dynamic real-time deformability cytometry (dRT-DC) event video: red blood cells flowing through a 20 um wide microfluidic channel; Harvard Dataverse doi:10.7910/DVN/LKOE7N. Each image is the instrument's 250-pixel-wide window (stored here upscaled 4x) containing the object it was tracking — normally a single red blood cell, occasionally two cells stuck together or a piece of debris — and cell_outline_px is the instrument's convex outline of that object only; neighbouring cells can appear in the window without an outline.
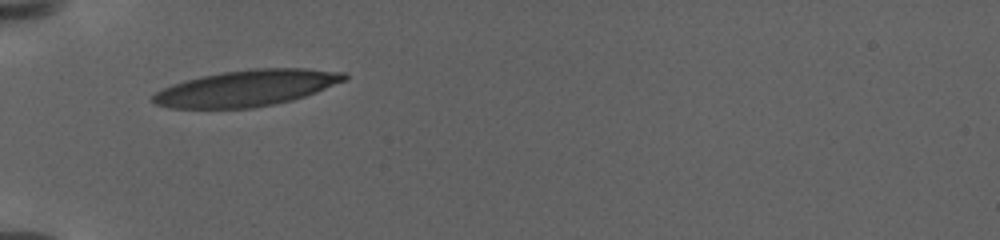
{"species": "human", "species_latin": "Homo sapiens", "temperature_condition": "warm", "stored_images_in_passage": 92, "camera_frame_rate_fps": 3000, "um_per_image_px": 0.085, "donor": {"sex": "female"}, "frame": {"image": 1, "passage_image": 1, "time_ms": 0.0, "image_size_px": [1000, 240], "cell_outline_px": [[348, 80], [316, 92], [292, 100], [252, 108], [168, 108], [156, 104], [152, 100], [152, 96], [156, 92], [172, 84], [184, 80], [200, 76], [220, 72], [248, 68], [304, 68], [344, 72], [348, 76]], "centroid_in_image_um": [20.97, 7.48], "position_along_channel_um": 64.0, "area_um2": 40.52}}
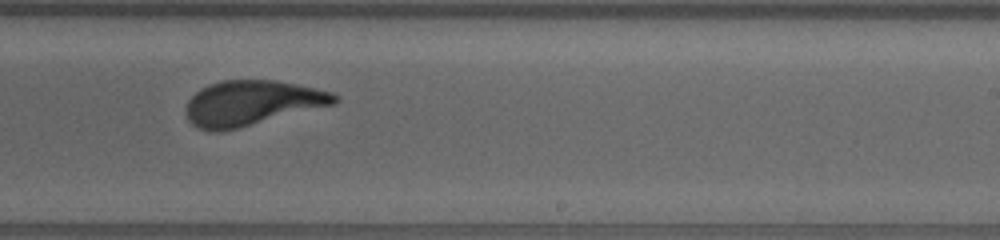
{"frame": {"image": 2, "passage_image": 51, "time_ms": 7.333, "image_size_px": [1000, 240], "cell_outline_px": [[340, 100], [336, 104], [220, 132], [212, 132], [196, 128], [188, 120], [184, 112], [184, 108], [188, 100], [200, 88], [224, 80], [276, 80], [296, 84], [332, 92], [340, 96]], "centroid_in_image_um": [21.38, 8.76], "position_along_channel_um": 267.6, "area_um2": 39.07}}
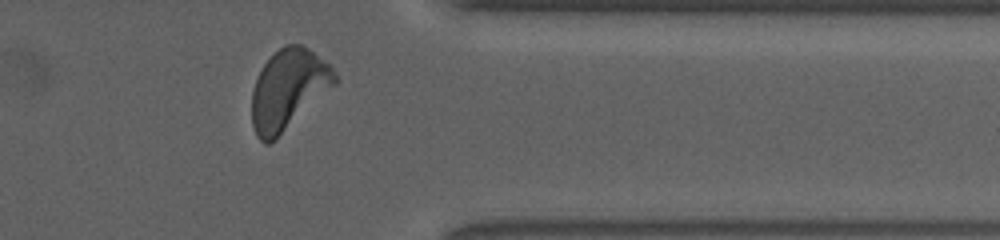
{"frame": {"image": 3, "passage_image": 81, "time_ms": 11.667, "image_size_px": [1000, 240], "cell_outline_px": [[340, 80], [336, 84], [276, 140], [268, 144], [264, 144], [256, 136], [252, 124], [252, 92], [256, 80], [264, 64], [284, 44], [300, 44], [308, 48], [332, 64]], "centroid_in_image_um": [24.55, 7.61], "position_along_channel_um": 386.9, "area_um2": 39.07}, "authors_computed_cell_mechanics": {"area_um2": 39.015, "velocity_mm_per_s": 2.8928, "shape_relaxation_time_tau1_ms": 5.7073, "shape_relaxation_time_tau2_ms": 1.0809, "deformation_change_tau1": 0.2191, "deformation_change_tau2": 0.0916}}